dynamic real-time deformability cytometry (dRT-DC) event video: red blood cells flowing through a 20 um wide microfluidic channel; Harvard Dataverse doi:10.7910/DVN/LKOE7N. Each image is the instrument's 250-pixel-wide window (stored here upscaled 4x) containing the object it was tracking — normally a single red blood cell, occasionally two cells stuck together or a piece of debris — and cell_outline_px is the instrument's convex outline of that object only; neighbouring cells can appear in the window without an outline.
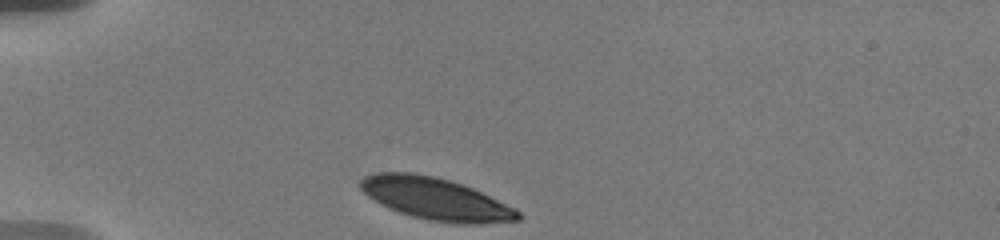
{"species": "human", "species_latin": "Homo sapiens", "temperature_condition": "warm", "stored_images_in_passage": 5, "camera_frame_rate_fps": 3000, "um_per_image_px": 0.085, "donor": {"sex": "male"}, "frame": {"image": 1, "passage_image": 1, "time_ms": 0.0, "image_size_px": [1000, 240], "cell_outline_px": [[520, 220], [480, 224], [460, 224], [432, 220], [412, 216], [388, 208], [380, 204], [368, 196], [360, 188], [360, 180], [364, 176], [376, 172], [412, 172], [436, 176], [472, 188], [516, 208], [520, 212]], "centroid_in_image_um": [37.02, 16.9], "position_along_channel_um": 48.0, "area_um2": 38.55}}
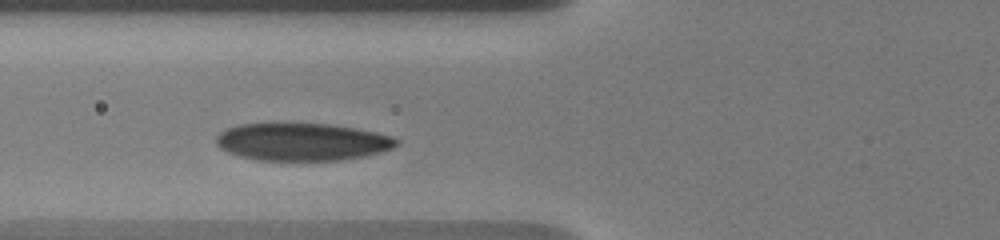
{"frame": {"image": 2, "passage_image": 4, "time_ms": 2.333, "image_size_px": [1000, 240], "cell_outline_px": [[400, 140], [392, 148], [380, 152], [364, 156], [340, 160], [256, 160], [240, 156], [228, 152], [220, 148], [216, 144], [216, 136], [220, 132], [228, 128], [240, 124], [272, 120], [284, 120], [328, 124], [356, 128], [376, 132], [392, 136]], "centroid_in_image_um": [25.62, 12.0], "position_along_channel_um": 100.2, "area_um2": 40.69}}
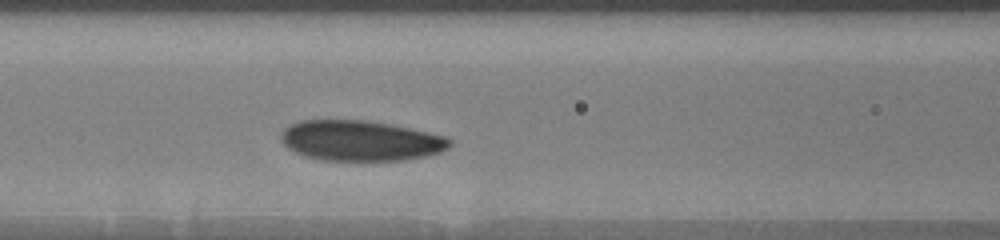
{"frame": {"image": 3, "passage_image": 5, "time_ms": 3.333, "image_size_px": [1000, 240], "cell_outline_px": [[452, 144], [448, 148], [440, 152], [424, 156], [404, 160], [320, 160], [304, 156], [288, 148], [280, 140], [280, 136], [284, 128], [300, 120], [364, 120], [388, 124], [448, 136], [452, 140]], "centroid_in_image_um": [30.64, 11.96], "position_along_channel_um": 136.0, "area_um2": 39.65}}